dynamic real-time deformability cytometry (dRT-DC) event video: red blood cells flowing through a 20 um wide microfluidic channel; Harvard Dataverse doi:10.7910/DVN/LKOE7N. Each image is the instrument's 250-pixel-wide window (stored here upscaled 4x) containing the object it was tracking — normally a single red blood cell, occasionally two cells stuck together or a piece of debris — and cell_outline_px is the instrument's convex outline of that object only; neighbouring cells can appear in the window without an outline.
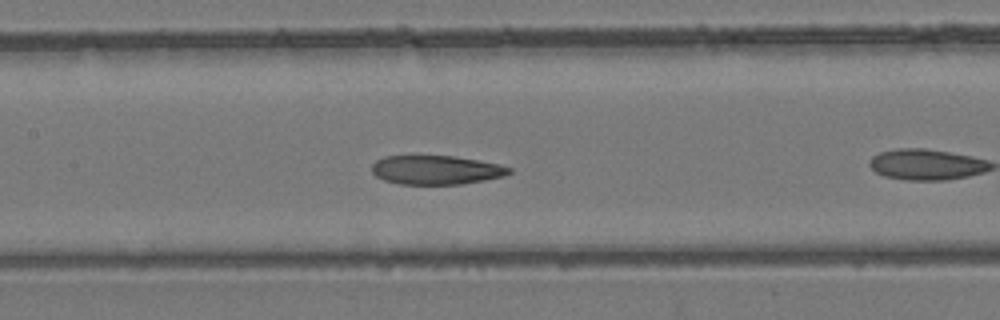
{"species": "common noctule bat (a hibernating species)", "species_latin": "Nyctalus noctula", "temperature_condition": "room temperature", "stored_images_in_passage": 15, "camera_frame_rate_fps": 3000, "um_per_image_px": 0.085, "animal": {"sex": "female", "body_mass_g": 24.6, "forearm_length_mm": 56.2}, "frame": {"image": 1, "passage_image": 9, "time_ms": 2.667, "image_size_px": [1000, 320], "cell_outline_px": [[512, 172], [504, 176], [484, 180], [460, 184], [400, 184], [384, 180], [376, 176], [372, 172], [372, 164], [376, 160], [384, 156], [456, 156], [496, 164], [512, 168]], "centroid_in_image_um": [37.04, 14.44], "position_along_channel_um": 170.4, "area_um2": 23.06}}